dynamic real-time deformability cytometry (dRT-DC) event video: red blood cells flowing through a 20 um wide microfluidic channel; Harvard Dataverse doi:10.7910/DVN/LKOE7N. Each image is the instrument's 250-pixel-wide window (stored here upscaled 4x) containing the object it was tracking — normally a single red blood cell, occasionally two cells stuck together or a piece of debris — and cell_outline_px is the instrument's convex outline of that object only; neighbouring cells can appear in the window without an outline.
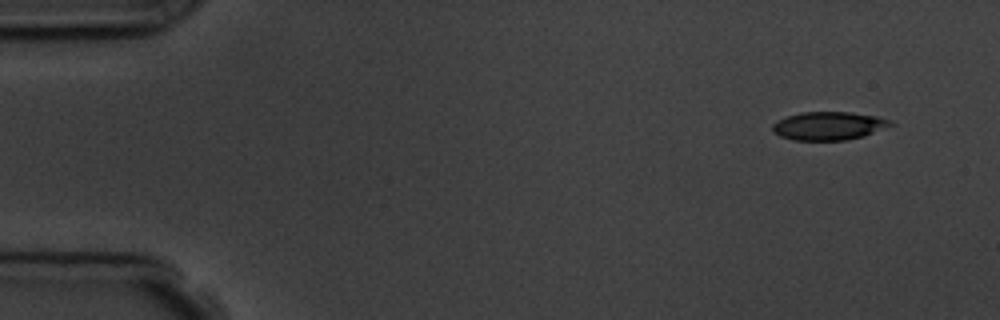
{"species": "common noctule bat (a hibernating species)", "species_latin": "Nyctalus noctula", "temperature_condition": "room temperature", "stored_images_in_passage": 5, "camera_frame_rate_fps": 3000, "um_per_image_px": 0.085, "animal": {"sex": "male", "body_mass_g": 19.5, "forearm_length_mm": 54.6}, "frame": {"image": 1, "passage_image": 1, "time_ms": 0.0, "image_size_px": [1000, 320], "cell_outline_px": [[896, 124], [864, 136], [844, 140], [792, 140], [780, 136], [772, 132], [772, 124], [776, 120], [784, 116], [800, 112], [852, 112], [876, 116], [888, 120]], "centroid_in_image_um": [70.39, 10.69], "position_along_channel_um": 14.6, "area_um2": 19.65}}
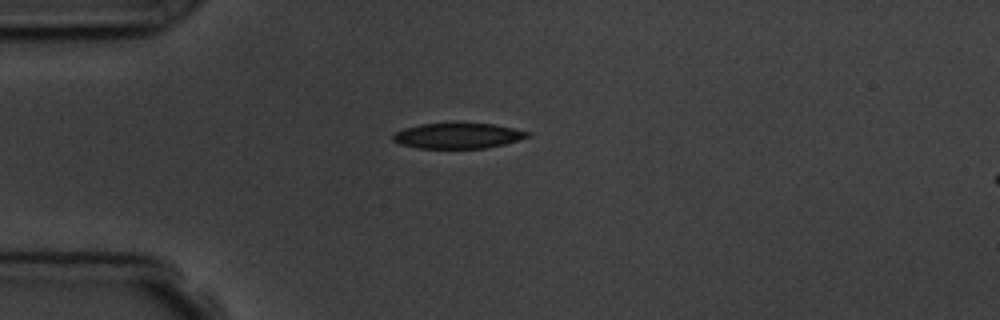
{"frame": {"image": 2, "passage_image": 4, "time_ms": 3.333, "image_size_px": [1000, 320], "cell_outline_px": [[532, 136], [504, 144], [484, 148], [416, 148], [400, 144], [392, 140], [392, 136], [396, 132], [404, 128], [420, 124], [496, 124], [532, 132]], "centroid_in_image_um": [38.95, 11.54], "position_along_channel_um": 46.1, "area_um2": 19.88}}